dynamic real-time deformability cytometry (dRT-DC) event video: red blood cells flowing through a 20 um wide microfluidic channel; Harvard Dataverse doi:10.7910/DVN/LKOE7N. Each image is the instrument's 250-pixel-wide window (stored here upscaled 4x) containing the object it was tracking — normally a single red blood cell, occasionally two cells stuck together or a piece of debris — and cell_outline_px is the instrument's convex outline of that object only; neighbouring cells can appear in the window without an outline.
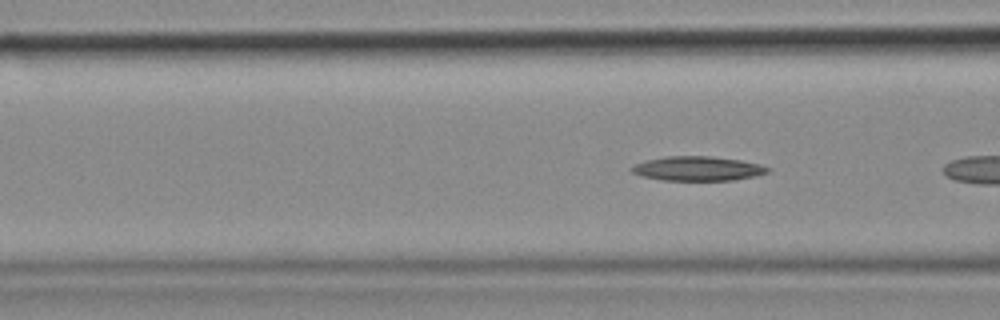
{"species": "common noctule bat (a hibernating species)", "species_latin": "Nyctalus noctula", "temperature_condition": "cold", "stored_images_in_passage": 8, "camera_frame_rate_fps": 3000, "um_per_image_px": 0.085, "animal": {"sex": "female", "body_mass_g": 18.4}, "frame": {"image": 1, "passage_image": 6, "time_ms": 1.667, "image_size_px": [1000, 320], "cell_outline_px": [[772, 168], [768, 172], [756, 176], [732, 180], [660, 180], [640, 176], [632, 172], [628, 168], [644, 160], [664, 156], [712, 156], [740, 160], [760, 164]], "centroid_in_image_um": [59.28, 14.32], "position_along_channel_um": 107.3, "area_um2": 19.54}}
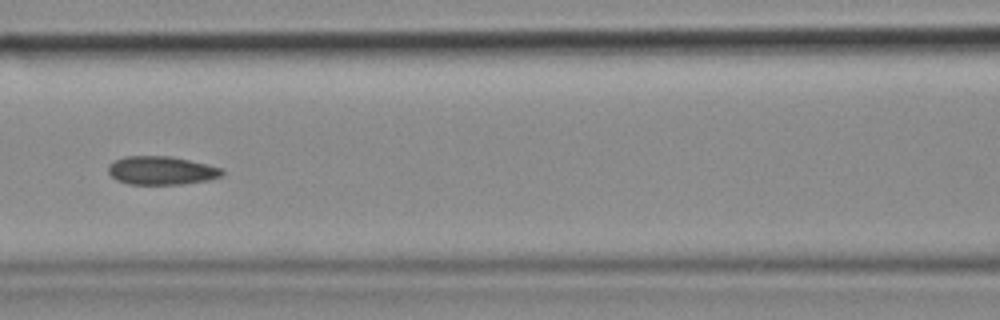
{"frame": {"image": 2, "passage_image": 8, "time_ms": 2.333, "image_size_px": [1000, 320], "cell_outline_px": [[224, 172], [220, 176], [208, 180], [184, 184], [128, 184], [116, 180], [108, 172], [108, 164], [124, 156], [172, 156], [224, 168]], "centroid_in_image_um": [13.72, 14.49], "position_along_channel_um": 152.9, "area_um2": 18.96}}